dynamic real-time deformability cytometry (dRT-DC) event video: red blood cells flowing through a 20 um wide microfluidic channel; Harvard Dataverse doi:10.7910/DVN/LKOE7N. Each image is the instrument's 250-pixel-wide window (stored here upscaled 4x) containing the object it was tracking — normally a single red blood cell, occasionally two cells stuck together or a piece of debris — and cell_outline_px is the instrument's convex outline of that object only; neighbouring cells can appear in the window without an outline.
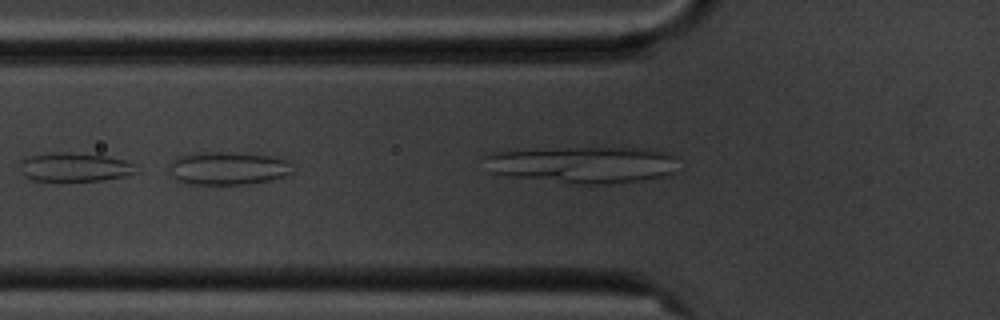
{"species": "common noctule bat (a hibernating species)", "species_latin": "Nyctalus noctula", "temperature_condition": "cold", "stored_images_in_passage": 7, "camera_frame_rate_fps": 3000, "um_per_image_px": 0.085, "animal": {"sex": "male", "body_mass_g": 20.1, "forearm_length_mm": 53.5}, "frame": {"image": 1, "passage_image": 6, "time_ms": 5.667, "image_size_px": [1000, 320], "cell_outline_px": [[292, 172], [284, 176], [268, 180], [248, 184], [188, 184], [176, 180], [172, 176], [168, 168], [168, 164], [176, 156], [188, 152], [244, 152], [268, 156], [288, 160], [292, 164]], "centroid_in_image_um": [19.3, 14.28], "position_along_channel_um": 106.5, "area_um2": 24.28}}